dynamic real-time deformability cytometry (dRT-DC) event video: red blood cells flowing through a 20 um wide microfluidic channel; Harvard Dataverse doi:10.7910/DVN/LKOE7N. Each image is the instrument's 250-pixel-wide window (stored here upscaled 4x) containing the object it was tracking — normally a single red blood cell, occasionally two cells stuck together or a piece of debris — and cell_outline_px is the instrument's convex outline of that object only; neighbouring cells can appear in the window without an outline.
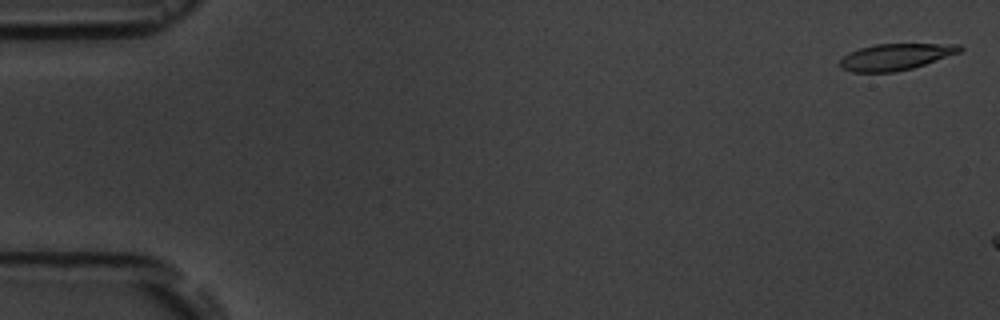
{"species": "common noctule bat (a hibernating species)", "species_latin": "Nyctalus noctula", "temperature_condition": "room temperature", "stored_images_in_passage": 3, "camera_frame_rate_fps": 3000, "um_per_image_px": 0.085, "animal": {"sex": "male", "body_mass_g": 19.5, "forearm_length_mm": 54.6}, "frame": {"image": 1, "passage_image": 1, "time_ms": 0.0, "image_size_px": [1000, 320], "cell_outline_px": [[964, 48], [960, 52], [912, 68], [896, 72], [852, 72], [840, 68], [840, 60], [844, 56], [860, 48], [876, 44], [960, 44]], "centroid_in_image_um": [76.13, 4.83], "position_along_channel_um": 8.9, "area_um2": 18.26}}